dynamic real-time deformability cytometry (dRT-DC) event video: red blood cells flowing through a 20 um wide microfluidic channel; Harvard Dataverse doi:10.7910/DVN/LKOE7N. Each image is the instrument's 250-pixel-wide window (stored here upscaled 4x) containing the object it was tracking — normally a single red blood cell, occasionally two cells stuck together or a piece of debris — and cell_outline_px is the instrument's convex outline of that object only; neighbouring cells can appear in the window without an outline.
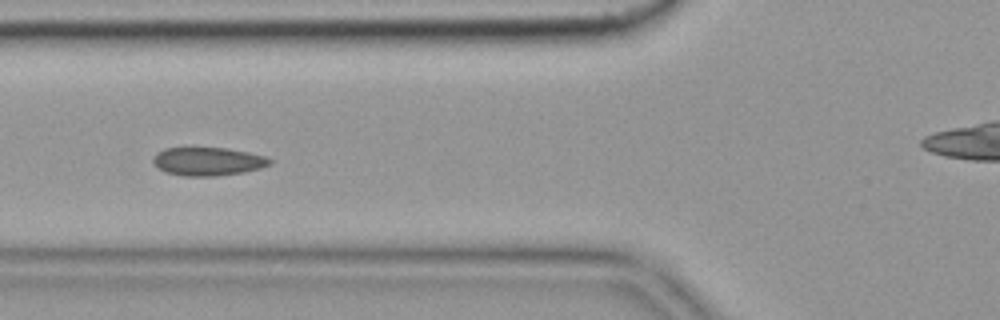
{"species": "common noctule bat (a hibernating species)", "species_latin": "Nyctalus noctula", "temperature_condition": "cold", "stored_images_in_passage": 8, "camera_frame_rate_fps": 3000, "um_per_image_px": 0.085, "animal": {"sex": "female", "body_mass_g": 19.9}, "frame": {"image": 1, "passage_image": 5, "time_ms": 1.333, "image_size_px": [1000, 320], "cell_outline_px": [[272, 164], [260, 168], [244, 172], [216, 176], [184, 176], [164, 172], [152, 164], [152, 156], [156, 152], [164, 148], [224, 148], [248, 152], [264, 156], [272, 160]], "centroid_in_image_um": [17.62, 13.72], "position_along_channel_um": 108.2, "area_um2": 19.42}}